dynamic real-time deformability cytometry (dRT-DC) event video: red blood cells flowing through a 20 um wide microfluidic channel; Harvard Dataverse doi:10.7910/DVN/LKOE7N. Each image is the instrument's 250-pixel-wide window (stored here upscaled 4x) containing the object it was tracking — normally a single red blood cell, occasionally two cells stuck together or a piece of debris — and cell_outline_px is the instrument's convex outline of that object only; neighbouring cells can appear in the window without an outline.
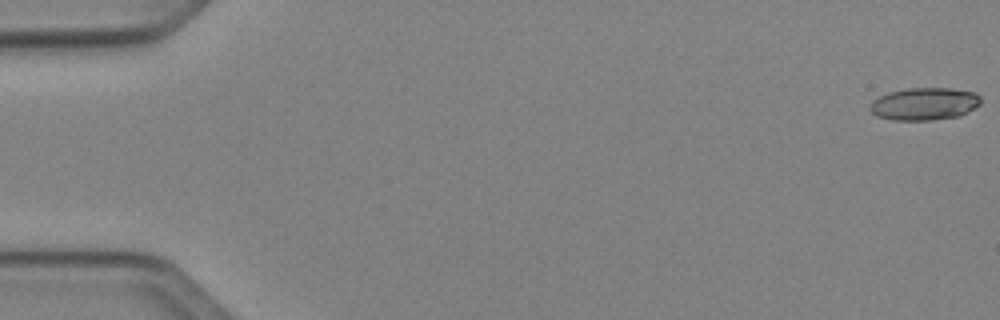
{"species": "Egyptian fruit bat (a non-hibernating species)", "species_latin": "Rousettus aegyptiacus", "temperature_condition": "cold", "stored_images_in_passage": 51, "camera_frame_rate_fps": 3000, "um_per_image_px": 0.085, "animal": {"sex": "female"}, "frame": {"image": 1, "passage_image": 1, "time_ms": 0.0, "image_size_px": [1000, 320], "cell_outline_px": [[980, 104], [960, 116], [928, 120], [892, 120], [876, 116], [868, 108], [872, 100], [888, 92], [908, 88], [952, 88], [976, 92], [980, 96]], "centroid_in_image_um": [78.56, 8.82], "position_along_channel_um": 6.4, "area_um2": 21.1}}
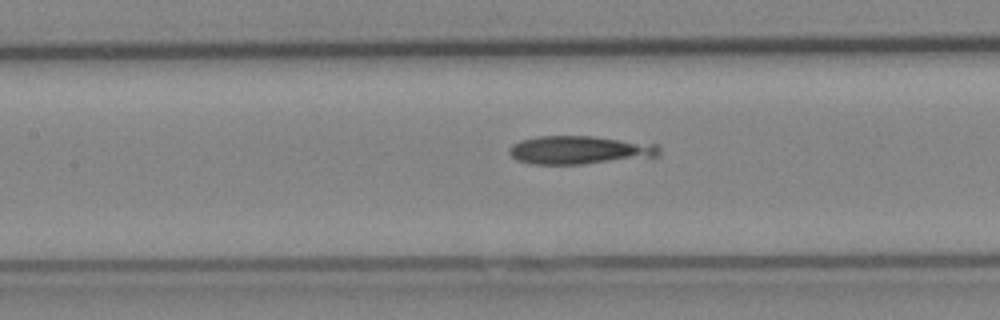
{"frame": {"image": 2, "passage_image": 24, "time_ms": 7.667, "image_size_px": [1000, 320], "cell_outline_px": [[660, 152], [656, 156], [584, 164], [528, 164], [516, 160], [508, 152], [508, 148], [512, 144], [520, 140], [536, 136], [592, 136], [656, 144], [660, 148]], "centroid_in_image_um": [49.18, 12.75], "position_along_channel_um": 158.2, "area_um2": 24.74}}
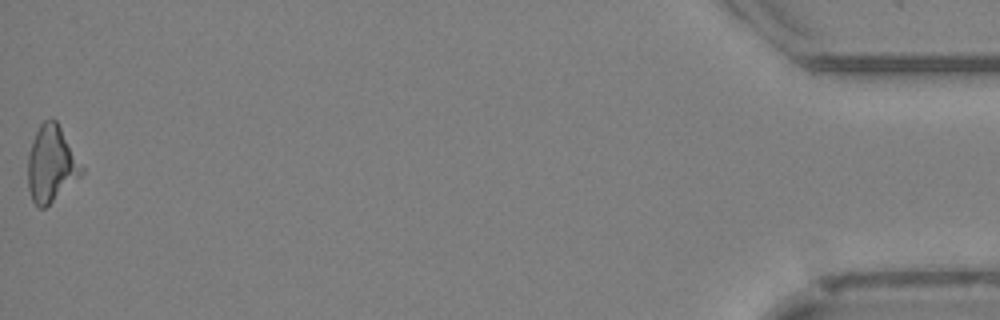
{"frame": {"image": 3, "passage_image": 51, "time_ms": 16.667, "image_size_px": [1000, 320], "cell_outline_px": [[84, 172], [80, 176], [44, 208], [40, 208], [32, 200], [28, 188], [28, 152], [32, 140], [40, 124], [44, 120], [52, 116], [56, 120], [84, 168]], "centroid_in_image_um": [4.34, 13.9], "position_along_channel_um": 430.9, "area_um2": 23.64}}